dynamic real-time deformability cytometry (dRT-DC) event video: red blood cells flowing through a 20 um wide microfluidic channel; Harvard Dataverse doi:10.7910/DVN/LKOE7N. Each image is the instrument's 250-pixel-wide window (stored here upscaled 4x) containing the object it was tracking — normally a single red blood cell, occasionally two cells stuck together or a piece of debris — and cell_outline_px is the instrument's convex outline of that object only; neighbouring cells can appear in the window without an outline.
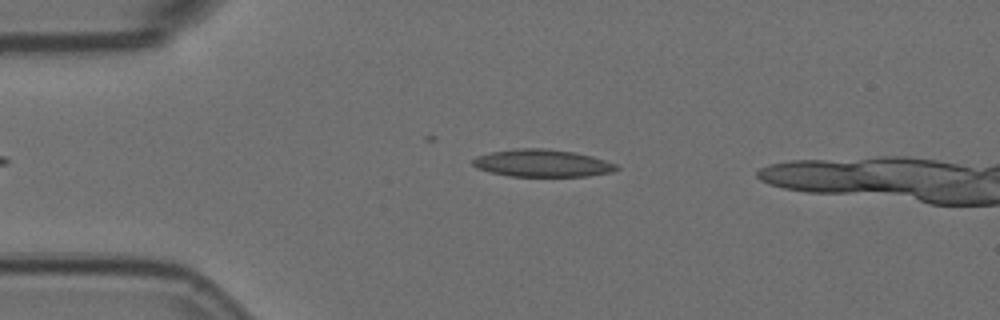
{"species": "Egyptian fruit bat (a non-hibernating species)", "species_latin": "Rousettus aegyptiacus", "temperature_condition": "room temperature", "stored_images_in_passage": 38, "camera_frame_rate_fps": 3000, "um_per_image_px": 0.085, "animal": {"sex": "female"}, "frame": {"image": 1, "passage_image": 11, "time_ms": 3.333, "image_size_px": [1000, 320], "cell_outline_px": [[620, 168], [612, 172], [588, 176], [508, 176], [476, 168], [472, 164], [472, 160], [476, 156], [488, 152], [516, 148], [544, 148], [572, 152], [592, 156], [616, 164]], "centroid_in_image_um": [46.06, 13.86], "position_along_channel_um": 38.9, "area_um2": 22.95}}
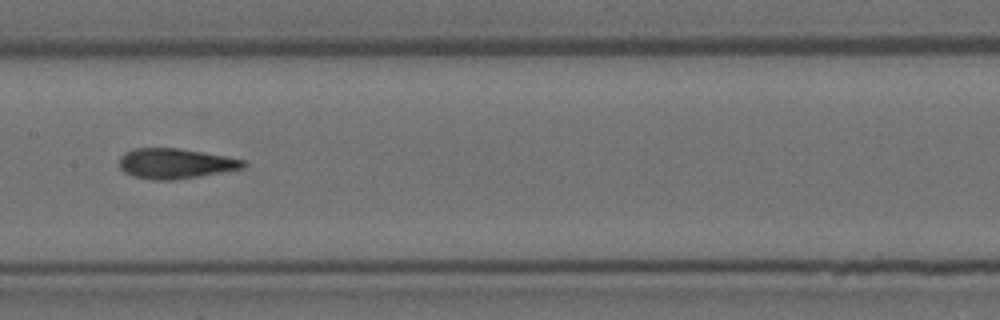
{"frame": {"image": 2, "passage_image": 26, "time_ms": 8.333, "image_size_px": [1000, 320], "cell_outline_px": [[248, 164], [244, 168], [200, 176], [176, 180], [148, 180], [132, 176], [124, 172], [120, 168], [120, 156], [124, 152], [132, 148], [180, 148], [224, 156], [244, 160]], "centroid_in_image_um": [14.87, 13.9], "position_along_channel_um": 192.5, "area_um2": 22.02}}
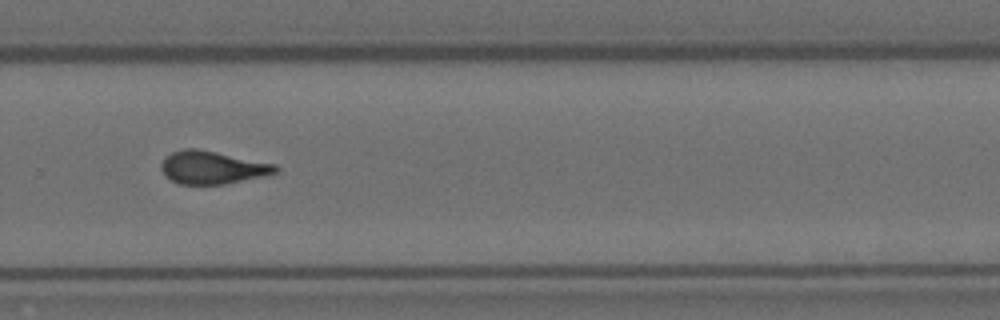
{"frame": {"image": 3, "passage_image": 36, "time_ms": 11.667, "image_size_px": [1000, 320], "cell_outline_px": [[280, 168], [276, 172], [264, 176], [224, 184], [180, 184], [164, 176], [160, 168], [160, 164], [164, 156], [172, 152], [184, 148], [196, 148], [276, 164]], "centroid_in_image_um": [18.01, 14.23], "position_along_channel_um": 311.8, "area_um2": 21.96}}